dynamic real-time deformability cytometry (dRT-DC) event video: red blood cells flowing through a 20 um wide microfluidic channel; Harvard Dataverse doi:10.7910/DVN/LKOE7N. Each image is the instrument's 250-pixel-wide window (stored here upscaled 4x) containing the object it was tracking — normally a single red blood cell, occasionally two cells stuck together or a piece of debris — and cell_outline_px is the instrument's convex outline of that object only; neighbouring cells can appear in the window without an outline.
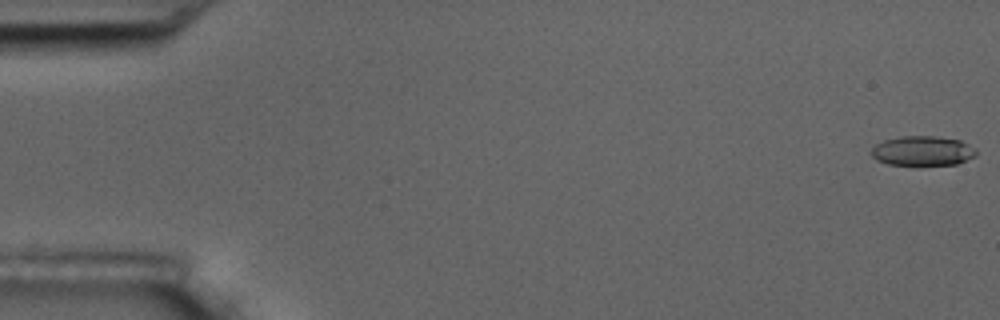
{"species": "common noctule bat (a hibernating species)", "species_latin": "Nyctalus noctula", "temperature_condition": "room temperature", "stored_images_in_passage": 6, "camera_frame_rate_fps": 3000, "um_per_image_px": 0.085, "animal": {"sex": "male", "body_mass_g": 17.5, "forearm_length_mm": 52.3}, "frame": {"image": 1, "passage_image": 1, "time_ms": 0.0, "image_size_px": [1000, 320], "cell_outline_px": [[976, 156], [956, 164], [888, 164], [876, 160], [868, 152], [876, 144], [884, 140], [900, 136], [936, 136], [960, 140], [976, 148]], "centroid_in_image_um": [78.4, 12.81], "position_along_channel_um": 6.6, "area_um2": 18.09}}